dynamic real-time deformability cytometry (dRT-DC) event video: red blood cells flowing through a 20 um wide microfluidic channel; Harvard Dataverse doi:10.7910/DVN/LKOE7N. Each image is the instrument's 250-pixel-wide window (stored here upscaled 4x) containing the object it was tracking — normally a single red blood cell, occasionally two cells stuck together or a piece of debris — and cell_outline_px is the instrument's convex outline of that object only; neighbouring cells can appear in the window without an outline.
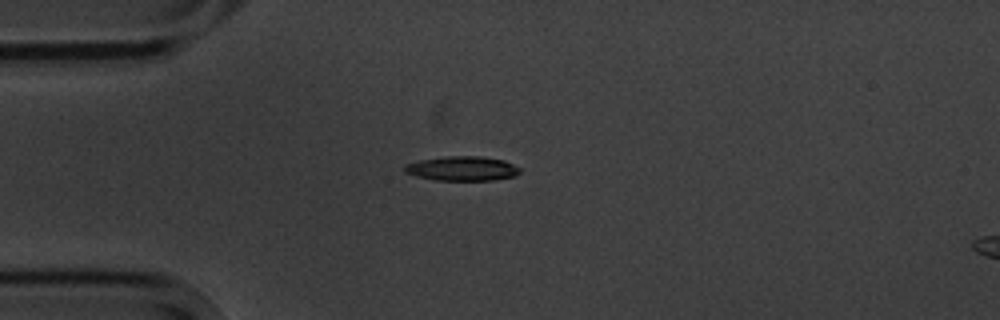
{"species": "common noctule bat (a hibernating species)", "species_latin": "Nyctalus noctula", "temperature_condition": "cold", "stored_images_in_passage": 6, "camera_frame_rate_fps": 3000, "um_per_image_px": 0.085, "animal": {"sex": "male", "body_mass_g": 20.1, "forearm_length_mm": 53.5}, "frame": {"image": 1, "passage_image": 1, "time_ms": 0.0, "image_size_px": [1000, 320], "cell_outline_px": [[520, 172], [516, 176], [492, 180], [436, 180], [416, 176], [404, 172], [404, 164], [420, 160], [448, 156], [480, 156], [504, 160], [520, 168]], "centroid_in_image_um": [39.28, 14.32], "position_along_channel_um": 45.7, "area_um2": 16.42}}
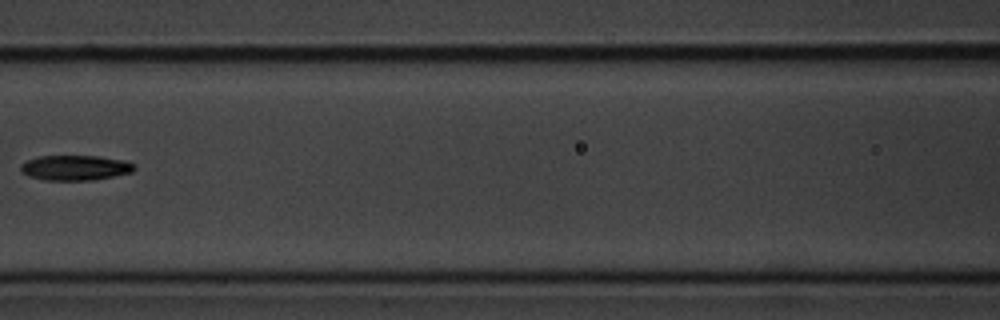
{"frame": {"image": 2, "passage_image": 4, "time_ms": 3.667, "image_size_px": [1000, 320], "cell_outline_px": [[136, 168], [132, 172], [92, 180], [44, 180], [28, 176], [20, 168], [20, 164], [28, 160], [40, 156], [100, 156], [124, 160], [136, 164]], "centroid_in_image_um": [6.42, 14.25], "position_along_channel_um": 160.2, "area_um2": 16.59}}
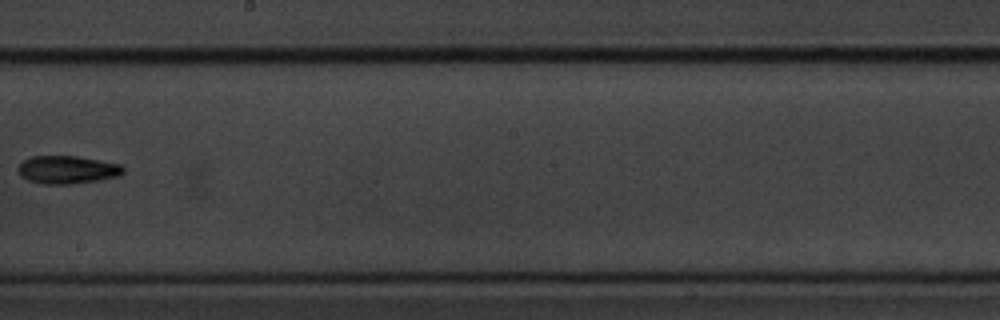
{"frame": {"image": 3, "passage_image": 6, "time_ms": 6.0, "image_size_px": [1000, 320], "cell_outline_px": [[124, 172], [120, 176], [72, 184], [44, 184], [28, 180], [20, 176], [16, 168], [24, 160], [32, 156], [76, 156], [120, 164], [124, 168]], "centroid_in_image_um": [5.7, 14.43], "position_along_channel_um": 242.5, "area_um2": 17.11}}